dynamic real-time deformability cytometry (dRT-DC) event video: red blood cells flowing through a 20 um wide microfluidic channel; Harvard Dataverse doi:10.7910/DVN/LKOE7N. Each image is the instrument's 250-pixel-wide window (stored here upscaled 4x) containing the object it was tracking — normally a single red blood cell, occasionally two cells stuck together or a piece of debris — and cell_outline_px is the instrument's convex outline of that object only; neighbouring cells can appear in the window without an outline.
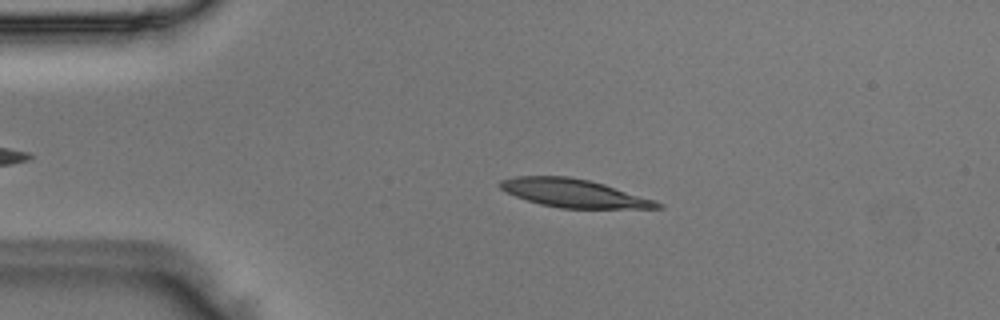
{"species": "Egyptian fruit bat (a non-hibernating species)", "species_latin": "Rousettus aegyptiacus", "temperature_condition": "room temperature", "stored_images_in_passage": 42, "camera_frame_rate_fps": 3000, "um_per_image_px": 0.085, "animal": {"sex": "male"}, "frame": {"image": 1, "passage_image": 9, "time_ms": 2.667, "image_size_px": [1000, 320], "cell_outline_px": [[664, 208], [560, 208], [540, 204], [516, 196], [500, 188], [500, 180], [516, 176], [568, 176], [588, 180], [604, 184], [656, 200], [664, 204]], "centroid_in_image_um": [48.81, 16.42], "position_along_channel_um": 36.2, "area_um2": 25.66}}
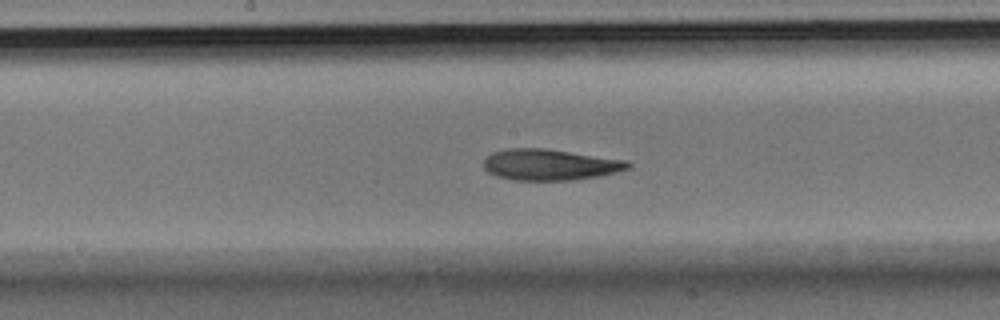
{"frame": {"image": 2, "passage_image": 24, "time_ms": 7.667, "image_size_px": [1000, 320], "cell_outline_px": [[632, 168], [600, 176], [572, 180], [512, 180], [496, 176], [488, 172], [484, 168], [484, 160], [492, 152], [508, 148], [544, 148], [628, 160], [632, 164]], "centroid_in_image_um": [46.77, 14.0], "position_along_channel_um": 201.4, "area_um2": 26.36}}
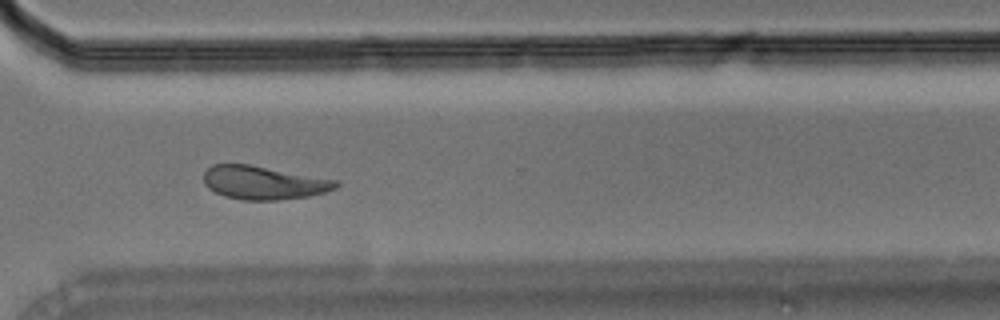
{"frame": {"image": 3, "passage_image": 35, "time_ms": 11.333, "image_size_px": [1000, 320], "cell_outline_px": [[340, 184], [336, 188], [324, 192], [308, 196], [276, 200], [244, 200], [224, 196], [208, 188], [204, 184], [204, 172], [212, 164], [248, 164], [336, 180]], "centroid_in_image_um": [22.37, 15.53], "position_along_channel_um": 348.2, "area_um2": 25.49}}